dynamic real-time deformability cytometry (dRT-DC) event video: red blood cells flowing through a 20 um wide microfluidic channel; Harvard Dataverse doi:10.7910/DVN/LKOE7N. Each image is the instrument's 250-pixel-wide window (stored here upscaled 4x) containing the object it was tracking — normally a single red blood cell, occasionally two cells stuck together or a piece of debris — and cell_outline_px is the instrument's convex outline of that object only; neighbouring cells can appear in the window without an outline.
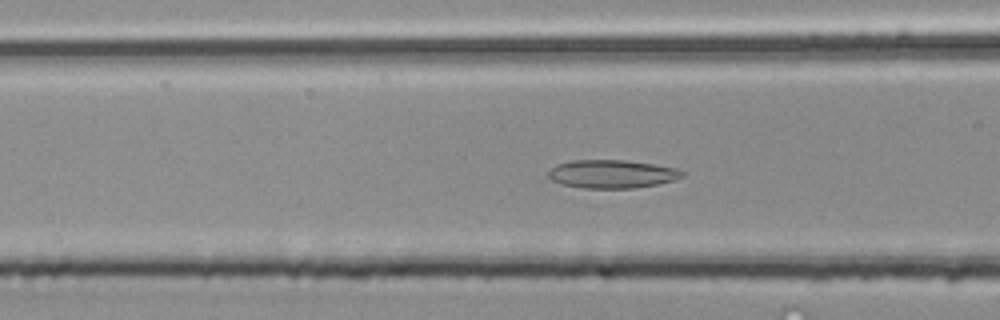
{"species": "common noctule bat (a hibernating species)", "species_latin": "Nyctalus noctula", "temperature_condition": "room temperature", "stored_images_in_passage": 40, "camera_frame_rate_fps": 3000, "um_per_image_px": 0.085, "animal": {"sex": "male", "body_mass_g": 20.4}, "frame": {"image": 1, "passage_image": 10, "time_ms": 3.0, "image_size_px": [1000, 320], "cell_outline_px": [[684, 176], [676, 180], [656, 184], [632, 188], [580, 188], [560, 184], [552, 180], [548, 176], [548, 172], [556, 164], [572, 160], [624, 160], [656, 164], [676, 168], [684, 172]], "centroid_in_image_um": [52.01, 14.79], "position_along_channel_um": 114.6, "area_um2": 22.2}}
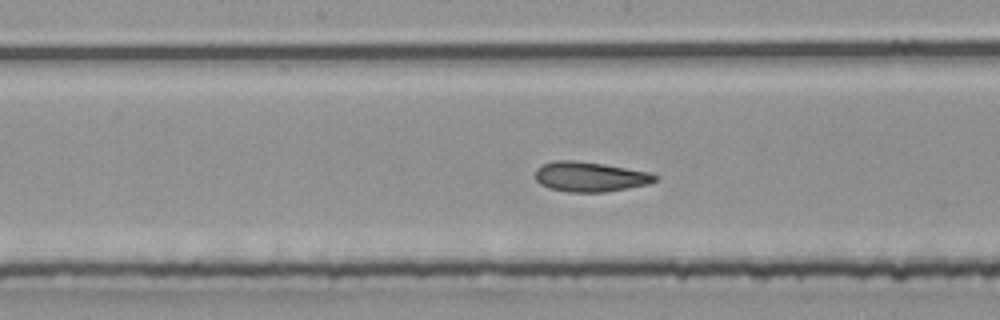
{"frame": {"image": 2, "passage_image": 16, "time_ms": 5.0, "image_size_px": [1000, 320], "cell_outline_px": [[660, 176], [656, 180], [648, 184], [604, 192], [568, 192], [548, 188], [540, 184], [536, 180], [536, 168], [540, 164], [556, 160], [572, 160], [604, 164], [652, 172]], "centroid_in_image_um": [50.15, 15.01], "position_along_channel_um": 198.1, "area_um2": 21.04}}
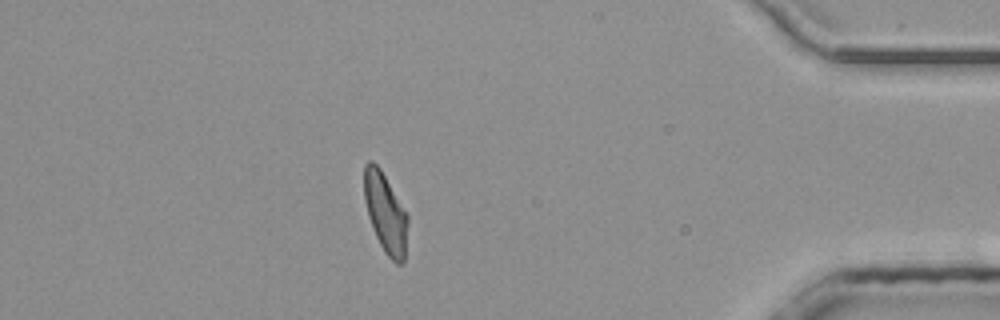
{"frame": {"image": 3, "passage_image": 34, "time_ms": 11.0, "image_size_px": [1000, 320], "cell_outline_px": [[408, 224], [404, 260], [400, 264], [396, 264], [384, 252], [372, 228], [368, 216], [364, 200], [364, 164], [368, 160], [372, 160], [380, 168], [408, 216]], "centroid_in_image_um": [32.74, 18.1], "position_along_channel_um": 402.5, "area_um2": 20.17}, "authors_computed_cell_mechanics": {"area_um2": 20.7502, "velocity_mm_per_s": 4.153, "shape_relaxation_time_tau1_ms": null, "shape_relaxation_time_tau2_ms": 1.6044, "deformation_change_tau1": null, "deformation_change_tau2": 0.077}}